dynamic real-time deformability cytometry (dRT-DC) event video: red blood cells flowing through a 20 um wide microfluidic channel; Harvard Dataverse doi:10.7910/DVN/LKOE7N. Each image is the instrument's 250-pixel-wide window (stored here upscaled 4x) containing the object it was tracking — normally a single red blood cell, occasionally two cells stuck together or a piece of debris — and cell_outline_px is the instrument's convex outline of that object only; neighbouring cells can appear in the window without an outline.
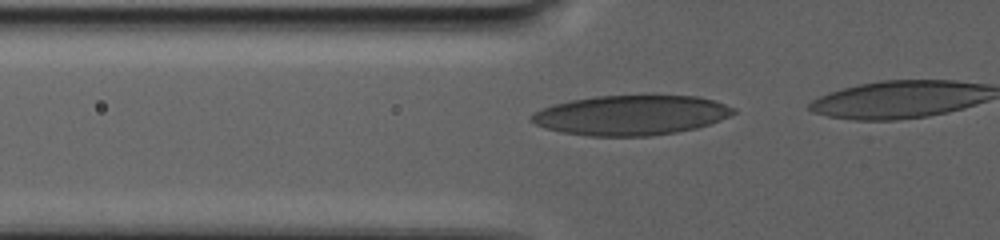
{"species": "human", "species_latin": "Homo sapiens", "temperature_condition": "warm", "stored_images_in_passage": 2, "camera_frame_rate_fps": 3000, "um_per_image_px": 0.085, "donor": {"sex": "male"}, "frame": {"image": 1, "passage_image": 2, "time_ms": 0.667, "image_size_px": [1000, 240], "cell_outline_px": [[736, 112], [720, 120], [696, 128], [676, 132], [652, 136], [588, 136], [560, 132], [544, 128], [528, 120], [528, 116], [552, 104], [572, 100], [596, 96], [652, 92], [696, 96], [712, 100], [736, 108]], "centroid_in_image_um": [53.64, 9.75], "position_along_channel_um": 72.2, "area_um2": 48.21}}